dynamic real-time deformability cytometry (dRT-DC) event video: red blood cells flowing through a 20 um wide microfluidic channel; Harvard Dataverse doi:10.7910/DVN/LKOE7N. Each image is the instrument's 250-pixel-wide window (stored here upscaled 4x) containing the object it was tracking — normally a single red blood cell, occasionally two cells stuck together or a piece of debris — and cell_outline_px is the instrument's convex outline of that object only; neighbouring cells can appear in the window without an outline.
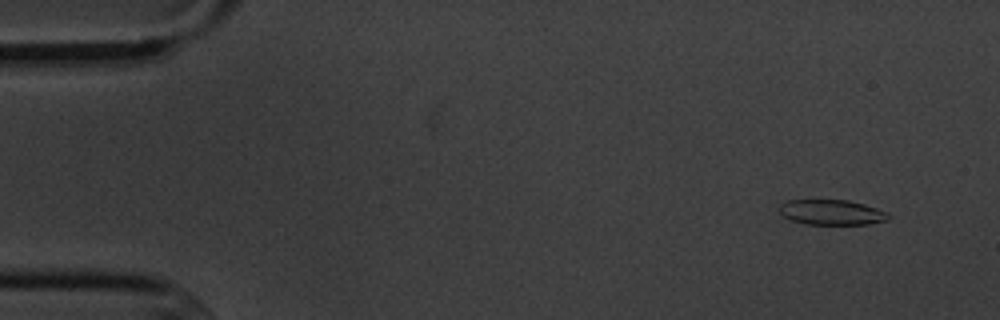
{"species": "common noctule bat (a hibernating species)", "species_latin": "Nyctalus noctula", "temperature_condition": "cold", "stored_images_in_passage": 5, "camera_frame_rate_fps": 3000, "um_per_image_px": 0.085, "animal": {"sex": "male", "body_mass_g": 20.1, "forearm_length_mm": 53.5}, "frame": {"image": 1, "passage_image": 1, "time_ms": 0.0, "image_size_px": [1000, 320], "cell_outline_px": [[892, 216], [888, 220], [868, 224], [804, 224], [788, 220], [776, 208], [780, 204], [788, 200], [848, 200], [864, 204], [888, 212]], "centroid_in_image_um": [70.67, 18.05], "position_along_channel_um": 14.3, "area_um2": 16.24}}